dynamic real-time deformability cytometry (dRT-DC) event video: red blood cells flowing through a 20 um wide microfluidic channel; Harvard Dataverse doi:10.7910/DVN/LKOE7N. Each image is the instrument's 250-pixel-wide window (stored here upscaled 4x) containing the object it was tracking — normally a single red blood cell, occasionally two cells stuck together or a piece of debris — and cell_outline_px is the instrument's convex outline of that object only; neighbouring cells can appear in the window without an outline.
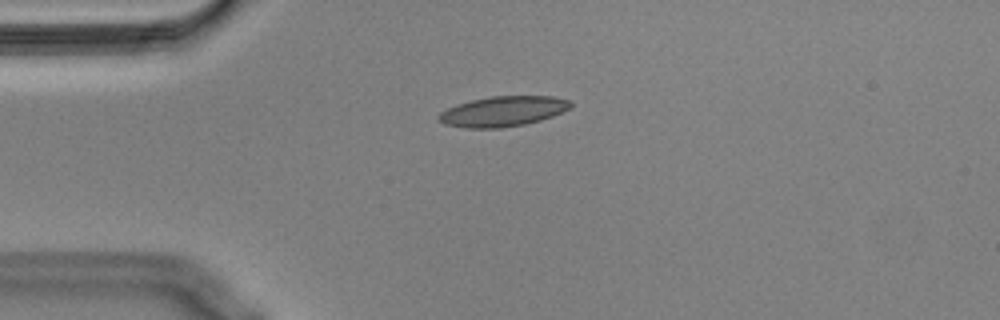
{"species": "Egyptian fruit bat (a non-hibernating species)", "species_latin": "Rousettus aegyptiacus", "temperature_condition": "cold", "stored_images_in_passage": 51, "camera_frame_rate_fps": 3000, "um_per_image_px": 0.085, "animal": {"sex": "male"}, "frame": {"image": 1, "passage_image": 9, "time_ms": 2.667, "image_size_px": [1000, 320], "cell_outline_px": [[572, 108], [552, 116], [540, 120], [524, 124], [500, 128], [468, 128], [444, 124], [436, 120], [436, 116], [440, 112], [456, 104], [472, 100], [492, 96], [552, 96], [568, 100], [572, 104]], "centroid_in_image_um": [42.72, 9.46], "position_along_channel_um": 42.3, "area_um2": 23.24}}
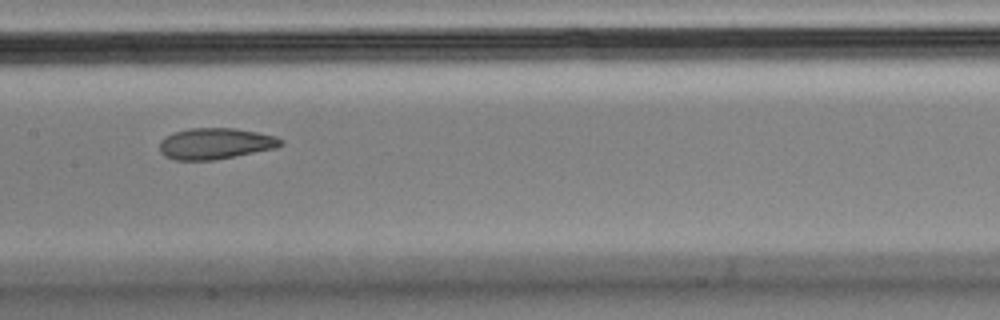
{"frame": {"image": 2, "passage_image": 23, "time_ms": 7.333, "image_size_px": [1000, 320], "cell_outline_px": [[284, 144], [276, 148], [212, 160], [176, 160], [164, 156], [160, 152], [160, 140], [176, 132], [188, 128], [236, 128], [276, 136], [284, 140]], "centroid_in_image_um": [18.33, 12.2], "position_along_channel_um": 189.1, "area_um2": 21.91}}
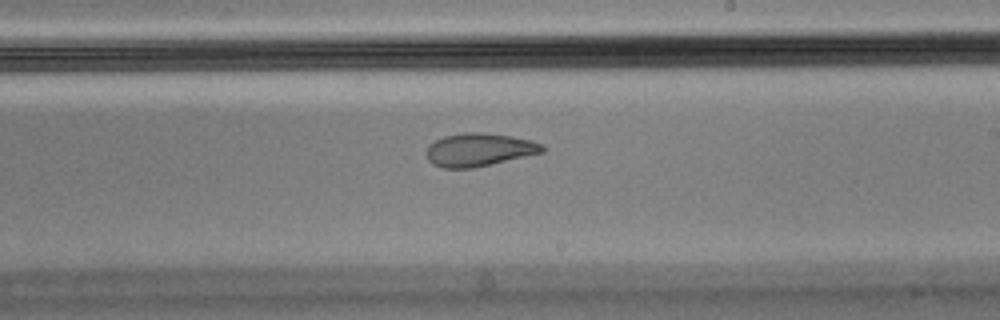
{"frame": {"image": 3, "passage_image": 28, "time_ms": 9.0, "image_size_px": [1000, 320], "cell_outline_px": [[544, 152], [492, 164], [472, 168], [444, 168], [432, 164], [428, 160], [428, 144], [444, 136], [464, 132], [480, 132], [512, 136], [532, 140], [544, 144]], "centroid_in_image_um": [40.75, 12.72], "position_along_channel_um": 248.3, "area_um2": 22.37}, "authors_computed_cell_mechanics": {"area_um2": 22.831, "velocity_mm_per_s": 3.5619, "shape_relaxation_time_tau1_ms": null, "shape_relaxation_time_tau2_ms": 2.4684, "deformation_change_tau1": null, "deformation_change_tau2": 0.0603}}